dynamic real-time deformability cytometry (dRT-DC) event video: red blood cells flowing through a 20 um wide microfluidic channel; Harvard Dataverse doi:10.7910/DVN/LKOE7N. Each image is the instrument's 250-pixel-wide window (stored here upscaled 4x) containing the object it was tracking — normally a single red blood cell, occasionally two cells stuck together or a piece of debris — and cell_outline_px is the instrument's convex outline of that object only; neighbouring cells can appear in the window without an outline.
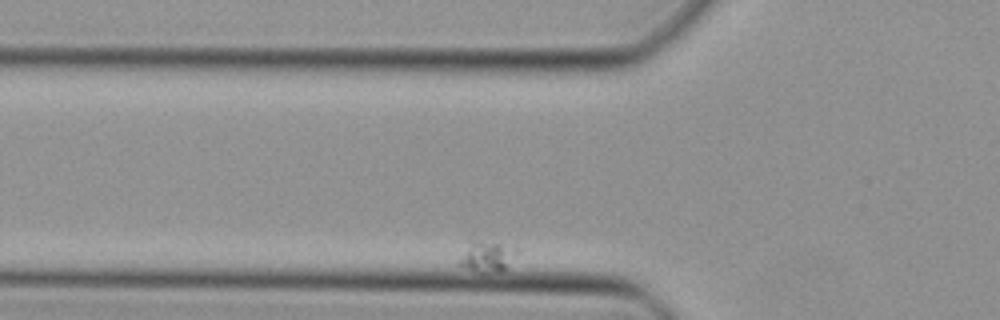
{"species": "Egyptian fruit bat (a non-hibernating species)", "species_latin": "Rousettus aegyptiacus", "temperature_condition": "cold", "stored_images_in_passage": 45, "segment_of_instrument_passage": [1, 2], "camera_frame_rate_fps": 3000, "um_per_image_px": 0.085, "animal": {"sex": "female"}, "frame": {"image": 1, "passage_image": 6, "time_ms": 1.667, "image_size_px": [1000, 320], "cell_outline_px": [[516, 252], [508, 268], [504, 272], [476, 272], [456, 264], [468, 240], [476, 240], [500, 244], [516, 248]], "centroid_in_image_um": [41.33, 21.82], "position_along_channel_um": 84.5, "area_um2": 10.46}}
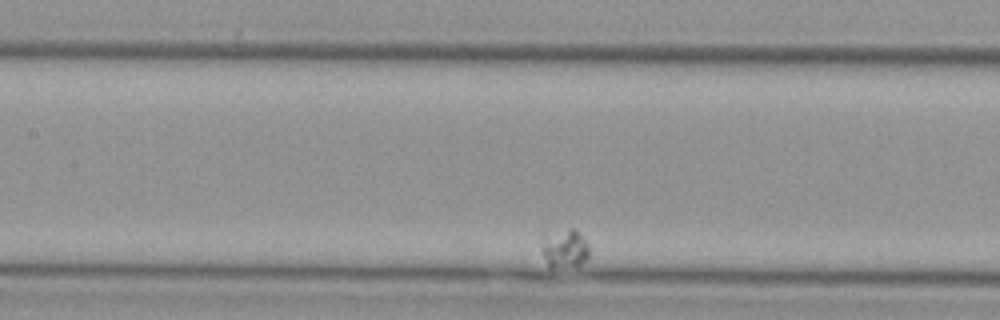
{"frame": {"image": 2, "passage_image": 15, "time_ms": 4.667, "image_size_px": [1000, 320], "cell_outline_px": [[588, 260], [580, 264], [552, 268], [548, 268], [540, 252], [540, 236], [568, 228], [576, 228], [588, 244]], "centroid_in_image_um": [47.93, 21.11], "position_along_channel_um": 159.5, "area_um2": 11.16}}